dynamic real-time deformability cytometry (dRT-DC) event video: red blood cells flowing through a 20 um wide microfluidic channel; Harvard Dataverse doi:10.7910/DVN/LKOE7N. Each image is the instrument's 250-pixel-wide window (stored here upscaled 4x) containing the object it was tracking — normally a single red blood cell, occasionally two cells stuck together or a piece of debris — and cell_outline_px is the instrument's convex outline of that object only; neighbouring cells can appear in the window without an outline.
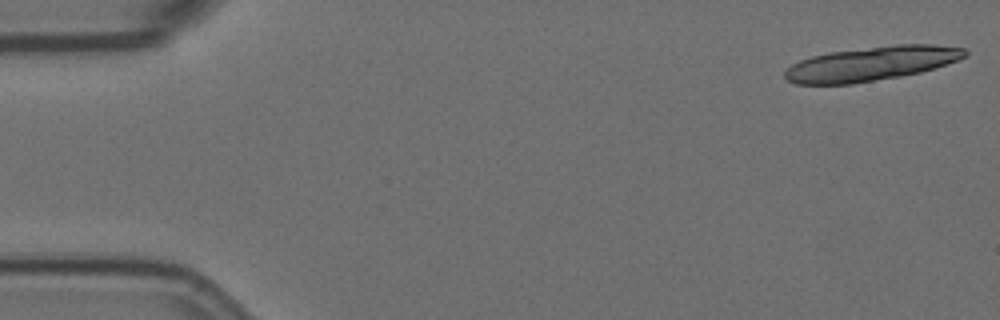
{"species": "Egyptian fruit bat (a non-hibernating species)", "species_latin": "Rousettus aegyptiacus", "temperature_condition": "room temperature", "stored_images_in_passage": 7, "camera_frame_rate_fps": 3000, "um_per_image_px": 0.085, "animal": {"sex": "female"}, "frame": {"image": 1, "passage_image": 1, "time_ms": 0.0, "image_size_px": [1000, 320], "cell_outline_px": [[968, 56], [920, 72], [900, 76], [852, 84], [796, 84], [788, 80], [784, 76], [784, 72], [792, 64], [800, 60], [812, 56], [828, 52], [896, 44], [932, 44], [964, 48], [968, 52]], "centroid_in_image_um": [74.04, 5.4], "position_along_channel_um": 11.0, "area_um2": 35.72}}